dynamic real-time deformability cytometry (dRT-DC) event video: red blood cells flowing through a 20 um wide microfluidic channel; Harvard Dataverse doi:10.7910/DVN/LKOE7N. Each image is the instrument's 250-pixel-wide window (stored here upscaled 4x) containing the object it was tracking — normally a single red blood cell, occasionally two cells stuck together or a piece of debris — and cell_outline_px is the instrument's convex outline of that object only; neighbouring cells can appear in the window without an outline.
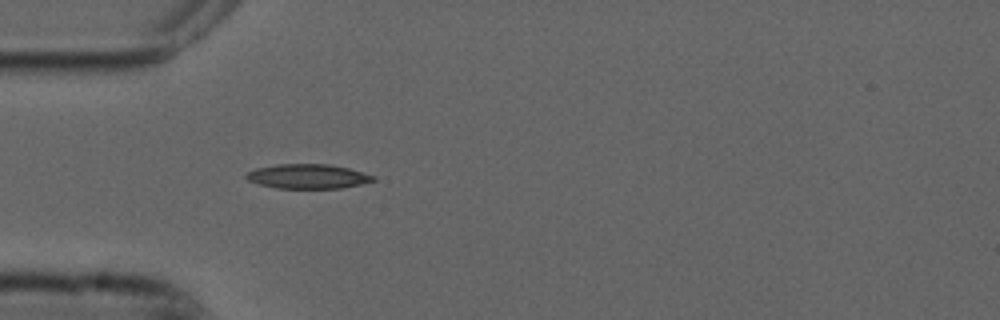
{"species": "common noctule bat (a hibernating species)", "species_latin": "Nyctalus noctula", "temperature_condition": "cold", "stored_images_in_passage": 9, "camera_frame_rate_fps": 3000, "um_per_image_px": 0.085, "animal": {"sex": "male", "forearm_length_mm": 52.5}, "frame": {"image": 1, "passage_image": 1, "time_ms": 0.0, "image_size_px": [1000, 320], "cell_outline_px": [[376, 180], [360, 184], [340, 188], [276, 188], [260, 184], [248, 180], [244, 176], [248, 172], [256, 168], [280, 164], [328, 164], [348, 168], [376, 176]], "centroid_in_image_um": [26.17, 14.99], "position_along_channel_um": 58.8, "area_um2": 17.98}}
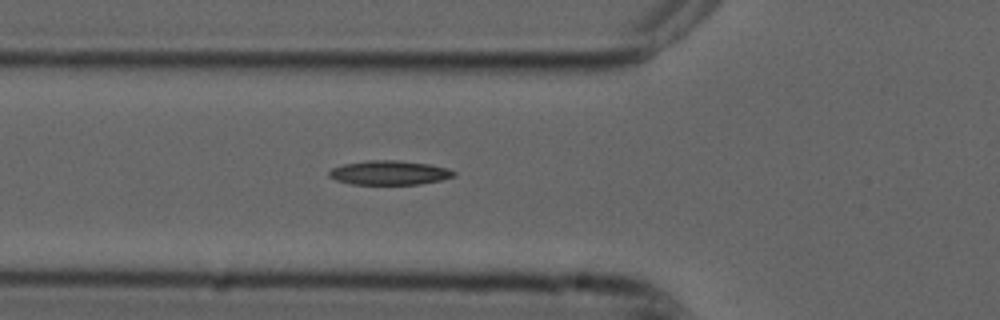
{"frame": {"image": 2, "passage_image": 4, "time_ms": 1.0, "image_size_px": [1000, 320], "cell_outline_px": [[456, 176], [440, 180], [420, 184], [352, 184], [336, 180], [328, 176], [328, 172], [332, 168], [344, 164], [368, 160], [396, 160], [428, 164], [448, 168], [456, 172]], "centroid_in_image_um": [33.1, 14.68], "position_along_channel_um": 92.7, "area_um2": 17.57}}
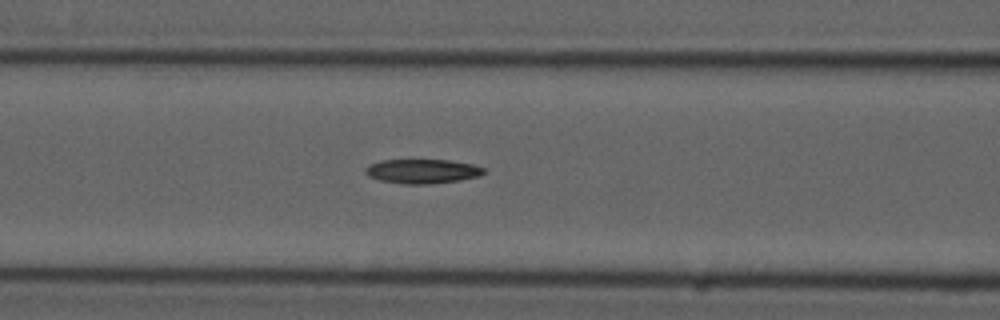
{"frame": {"image": 3, "passage_image": 7, "time_ms": 2.0, "image_size_px": [1000, 320], "cell_outline_px": [[488, 172], [476, 176], [460, 180], [432, 184], [404, 184], [380, 180], [368, 176], [364, 172], [372, 164], [384, 160], [448, 160], [472, 164], [484, 168]], "centroid_in_image_um": [35.94, 14.56], "position_along_channel_um": 130.7, "area_um2": 16.59}}